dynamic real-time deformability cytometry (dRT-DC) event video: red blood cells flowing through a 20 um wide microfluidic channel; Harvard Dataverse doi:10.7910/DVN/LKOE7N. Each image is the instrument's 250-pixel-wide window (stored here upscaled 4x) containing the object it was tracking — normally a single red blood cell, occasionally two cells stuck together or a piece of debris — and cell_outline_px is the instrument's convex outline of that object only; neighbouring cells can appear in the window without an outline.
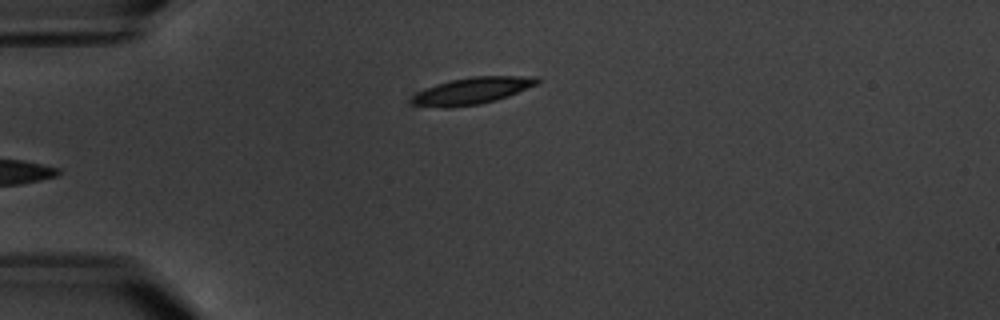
{"species": "common noctule bat (a hibernating species)", "species_latin": "Nyctalus noctula", "temperature_condition": "warm", "stored_images_in_passage": 4, "camera_frame_rate_fps": 3000, "um_per_image_px": 0.085, "animal": {"sex": "male", "body_mass_g": 20.1, "forearm_length_mm": 53.5}, "frame": {"image": 1, "passage_image": 4, "time_ms": 3.667, "image_size_px": [1000, 320], "cell_outline_px": [[540, 84], [508, 96], [496, 100], [480, 104], [448, 108], [440, 108], [412, 104], [412, 96], [416, 92], [424, 88], [436, 84], [452, 80], [472, 76], [540, 76]], "centroid_in_image_um": [40.17, 7.71], "position_along_channel_um": 44.8, "area_um2": 19.83}}